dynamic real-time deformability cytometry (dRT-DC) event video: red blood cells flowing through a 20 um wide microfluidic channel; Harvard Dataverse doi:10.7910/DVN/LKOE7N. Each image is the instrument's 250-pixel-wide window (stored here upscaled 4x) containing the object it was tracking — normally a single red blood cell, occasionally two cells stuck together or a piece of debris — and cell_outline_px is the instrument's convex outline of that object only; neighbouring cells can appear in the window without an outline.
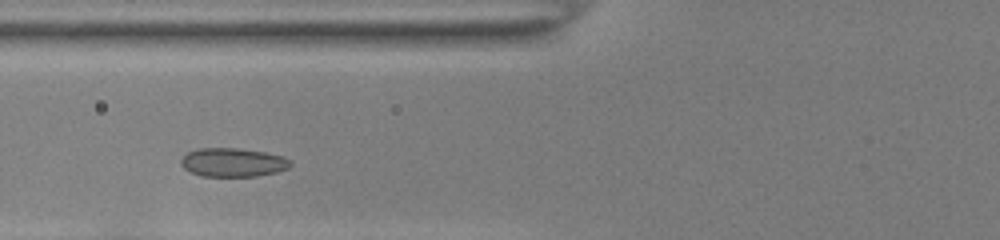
{"species": "common noctule bat (a hibernating species)", "species_latin": "Nyctalus noctula", "temperature_condition": "room temperature", "stored_images_in_passage": 33, "camera_frame_rate_fps": 3000, "um_per_image_px": 0.085, "animal": {"sex": "female", "body_mass_g": 22.0, "forearm_length_mm": 56.7}, "frame": {"image": 1, "passage_image": 8, "time_ms": 2.333, "image_size_px": [1000, 240], "cell_outline_px": [[292, 164], [288, 168], [276, 172], [256, 176], [200, 176], [184, 168], [180, 164], [180, 160], [188, 152], [200, 148], [236, 148], [264, 152], [284, 156], [292, 160]], "centroid_in_image_um": [19.82, 13.8], "position_along_channel_um": 106.0, "area_um2": 18.32}}
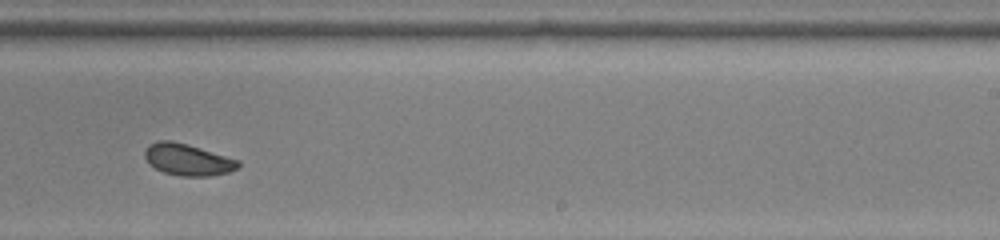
{"frame": {"image": 2, "passage_image": 21, "time_ms": 6.667, "image_size_px": [1000, 240], "cell_outline_px": [[240, 164], [236, 168], [228, 172], [212, 176], [180, 176], [164, 172], [156, 168], [144, 156], [144, 152], [148, 144], [160, 140], [168, 140], [188, 144], [240, 160]], "centroid_in_image_um": [15.97, 13.56], "position_along_channel_um": 273.0, "area_um2": 17.11}}
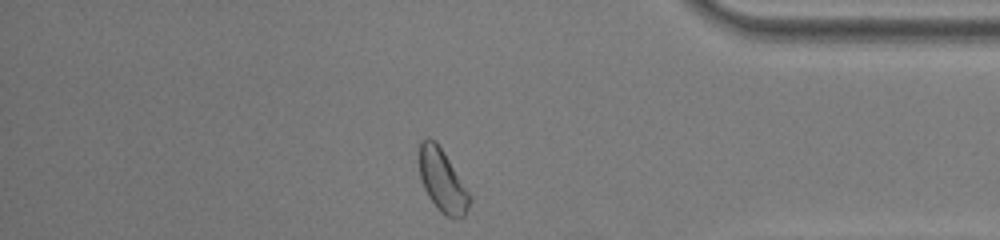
{"frame": {"image": 3, "passage_image": 32, "time_ms": 10.333, "image_size_px": [1000, 240], "cell_outline_px": [[472, 200], [464, 216], [448, 216], [440, 212], [436, 208], [428, 196], [424, 188], [420, 176], [420, 140], [428, 136], [436, 140], [444, 152], [472, 196]], "centroid_in_image_um": [37.61, 15.33], "position_along_channel_um": 397.6, "area_um2": 18.32}, "authors_computed_cell_mechanics": {"area_um2": 17.629, "velocity_mm_per_s": 3.862, "shape_relaxation_time_tau1_ms": 5.1884, "shape_relaxation_time_tau2_ms": null, "deformation_change_tau1": 0.1113, "deformation_change_tau2": null}}